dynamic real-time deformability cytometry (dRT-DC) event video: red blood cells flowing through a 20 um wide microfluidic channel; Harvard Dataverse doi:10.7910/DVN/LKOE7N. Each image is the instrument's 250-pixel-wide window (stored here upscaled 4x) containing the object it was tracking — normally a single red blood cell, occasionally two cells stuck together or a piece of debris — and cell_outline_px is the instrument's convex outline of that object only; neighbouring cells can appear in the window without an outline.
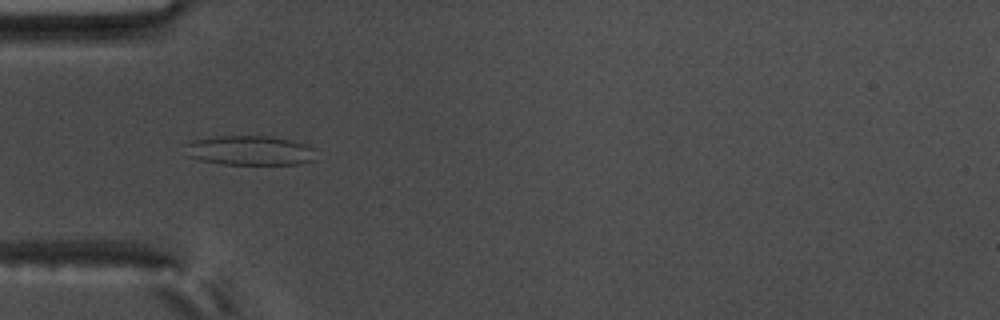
{"species": "common noctule bat (a hibernating species)", "species_latin": "Nyctalus noctula", "temperature_condition": "warm", "stored_images_in_passage": 54, "camera_frame_rate_fps": 3000, "um_per_image_px": 0.085, "animal": {"sex": "male", "body_mass_g": 17.5, "forearm_length_mm": 52.3}, "frame": {"image": 1, "passage_image": 15, "time_ms": 4.667, "image_size_px": [1000, 320], "cell_outline_px": [[316, 160], [300, 164], [220, 164], [200, 160], [188, 156], [184, 144], [192, 140], [216, 136], [272, 136], [292, 140], [304, 144], [312, 148]], "centroid_in_image_um": [21.21, 12.79], "position_along_channel_um": 63.8, "area_um2": 22.66}}
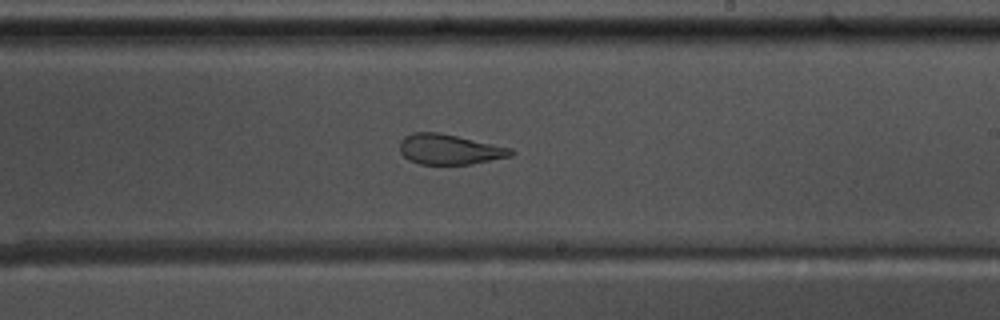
{"frame": {"image": 2, "passage_image": 31, "time_ms": 10.0, "image_size_px": [1000, 320], "cell_outline_px": [[516, 152], [512, 156], [472, 164], [420, 164], [408, 160], [400, 152], [400, 140], [404, 136], [412, 132], [440, 132], [512, 148]], "centroid_in_image_um": [38.21, 12.69], "position_along_channel_um": 250.8, "area_um2": 19.77}}
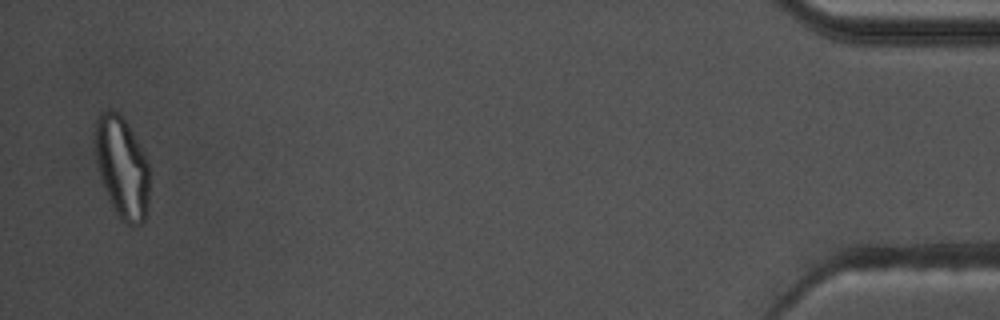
{"frame": {"image": 3, "passage_image": 53, "time_ms": 17.333, "image_size_px": [1000, 320], "cell_outline_px": [[148, 204], [144, 220], [140, 224], [132, 228], [124, 224], [116, 216], [108, 200], [100, 176], [96, 160], [96, 116], [100, 112], [112, 108], [128, 124], [144, 152], [148, 160]], "centroid_in_image_um": [10.37, 14.28], "position_along_channel_um": 424.8, "area_um2": 32.43}, "authors_computed_cell_mechanics": {"area_um2": 24.1026, "velocity_mm_per_s": 3.5403, "shape_relaxation_time_tau1_ms": null, "shape_relaxation_time_tau2_ms": 2.3897, "deformation_change_tau1": null, "deformation_change_tau2": 0.0959}}